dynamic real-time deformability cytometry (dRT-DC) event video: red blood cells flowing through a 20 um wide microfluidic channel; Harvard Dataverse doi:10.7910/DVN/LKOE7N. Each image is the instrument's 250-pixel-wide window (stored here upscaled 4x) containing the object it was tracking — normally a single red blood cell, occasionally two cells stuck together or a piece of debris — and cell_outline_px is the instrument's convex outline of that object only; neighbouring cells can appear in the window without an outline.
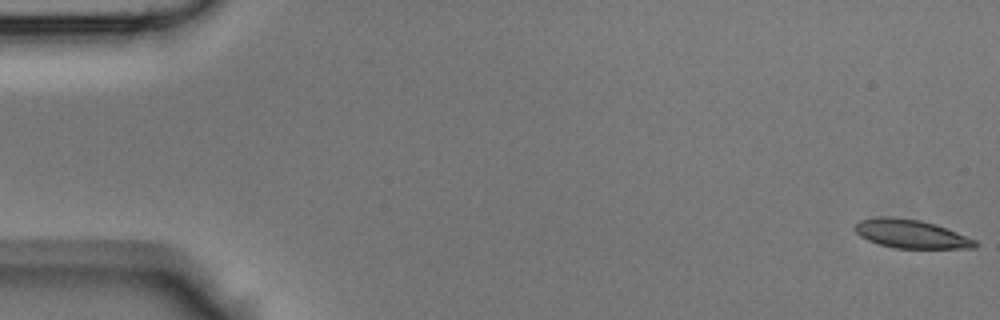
{"species": "Egyptian fruit bat (a non-hibernating species)", "species_latin": "Rousettus aegyptiacus", "temperature_condition": "room temperature", "stored_images_in_passage": 45, "camera_frame_rate_fps": 3000, "um_per_image_px": 0.085, "animal": {"sex": "male"}, "frame": {"image": 1, "passage_image": 1, "time_ms": 0.0, "image_size_px": [1000, 320], "cell_outline_px": [[976, 248], [896, 248], [880, 244], [868, 240], [860, 236], [852, 228], [860, 220], [876, 216], [892, 216], [920, 220], [936, 224], [976, 240]], "centroid_in_image_um": [77.39, 19.86], "position_along_channel_um": 7.6, "area_um2": 20.0}}
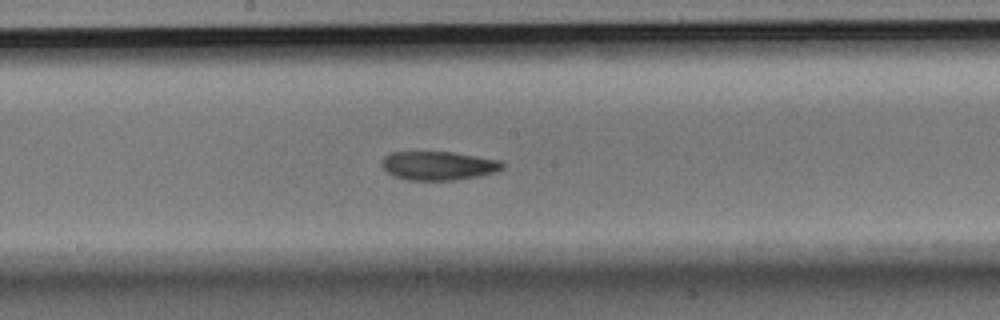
{"frame": {"image": 2, "passage_image": 24, "time_ms": 7.667, "image_size_px": [1000, 320], "cell_outline_px": [[504, 168], [496, 172], [456, 180], [408, 180], [396, 176], [388, 172], [380, 164], [384, 156], [388, 152], [452, 152], [500, 160], [504, 164]], "centroid_in_image_um": [37.26, 14.07], "position_along_channel_um": 210.9, "area_um2": 20.17}}
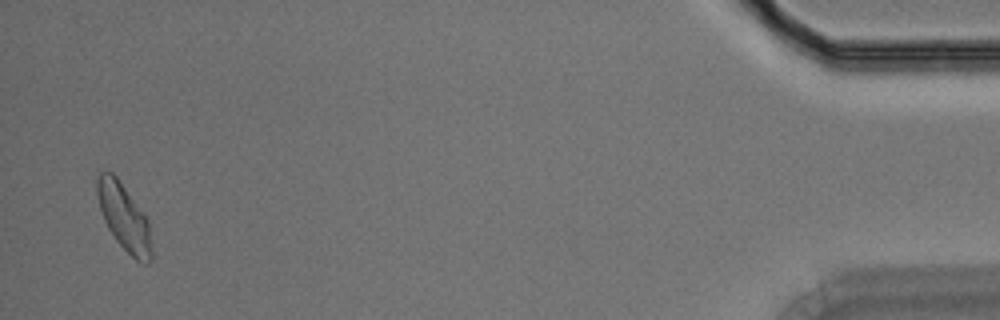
{"frame": {"image": 3, "passage_image": 44, "time_ms": 14.333, "image_size_px": [1000, 320], "cell_outline_px": [[152, 260], [148, 264], [144, 264], [136, 260], [116, 240], [108, 228], [104, 220], [100, 208], [96, 192], [96, 180], [100, 172], [112, 172], [116, 176], [148, 220], [152, 252]], "centroid_in_image_um": [10.54, 18.48], "position_along_channel_um": 424.7, "area_um2": 20.81}}